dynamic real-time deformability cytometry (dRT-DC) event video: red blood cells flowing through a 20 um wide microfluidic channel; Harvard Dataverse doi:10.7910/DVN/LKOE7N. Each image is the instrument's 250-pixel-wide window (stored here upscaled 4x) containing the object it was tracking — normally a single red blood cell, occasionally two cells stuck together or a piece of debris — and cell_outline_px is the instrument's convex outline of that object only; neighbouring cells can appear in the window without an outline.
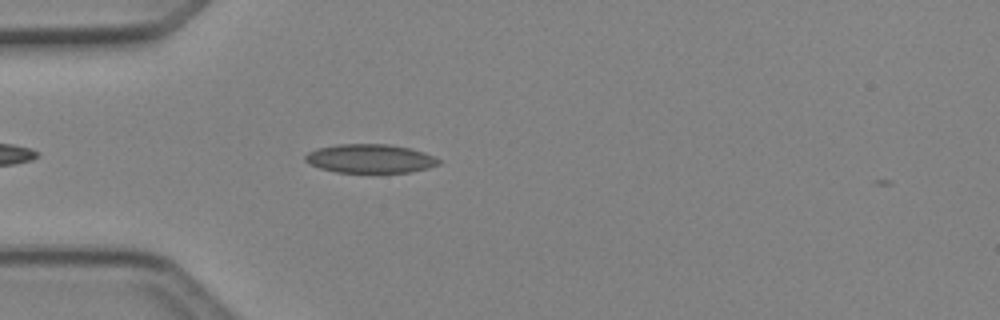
{"species": "Egyptian fruit bat (a non-hibernating species)", "species_latin": "Rousettus aegyptiacus", "temperature_condition": "cold", "stored_images_in_passage": 3, "camera_frame_rate_fps": 3000, "um_per_image_px": 0.085, "animal": {"sex": "female"}, "frame": {"image": 1, "passage_image": 2, "time_ms": 0.333, "image_size_px": [1000, 320], "cell_outline_px": [[440, 164], [428, 168], [412, 172], [336, 172], [320, 168], [304, 160], [304, 156], [308, 152], [316, 148], [336, 144], [388, 144], [408, 148], [424, 152], [440, 160]], "centroid_in_image_um": [31.44, 13.47], "position_along_channel_um": 53.6, "area_um2": 22.31}}